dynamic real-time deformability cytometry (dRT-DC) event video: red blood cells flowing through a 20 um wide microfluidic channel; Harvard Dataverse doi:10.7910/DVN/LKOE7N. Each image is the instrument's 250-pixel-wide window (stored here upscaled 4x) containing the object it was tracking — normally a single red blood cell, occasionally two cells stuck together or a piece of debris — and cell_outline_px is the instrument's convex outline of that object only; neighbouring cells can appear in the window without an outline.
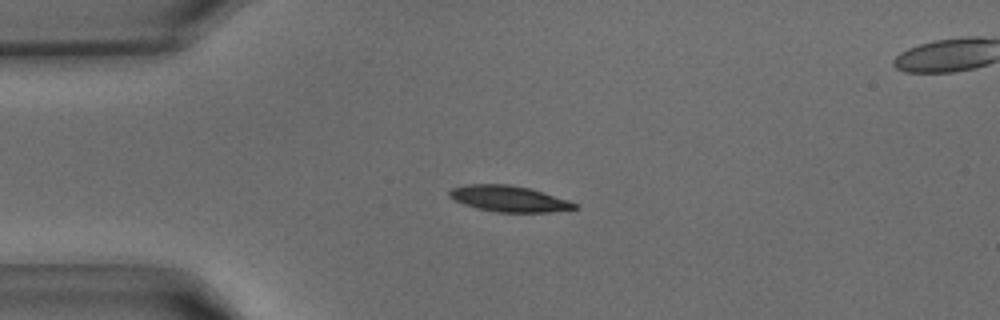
{"species": "common noctule bat (a hibernating species)", "species_latin": "Nyctalus noctula", "temperature_condition": "warm", "stored_images_in_passage": 41, "segment_of_instrument_passage": [1, 2], "camera_frame_rate_fps": 3000, "um_per_image_px": 0.085, "animal": {"sex": "male", "body_mass_g": 15.6}, "frame": {"image": 1, "passage_image": 9, "time_ms": 2.667, "image_size_px": [1000, 320], "cell_outline_px": [[580, 208], [548, 212], [496, 212], [476, 208], [464, 204], [448, 196], [448, 192], [452, 188], [468, 184], [508, 184], [528, 188], [568, 200], [580, 204]], "centroid_in_image_um": [43.27, 16.9], "position_along_channel_um": 41.7, "area_um2": 18.9}}
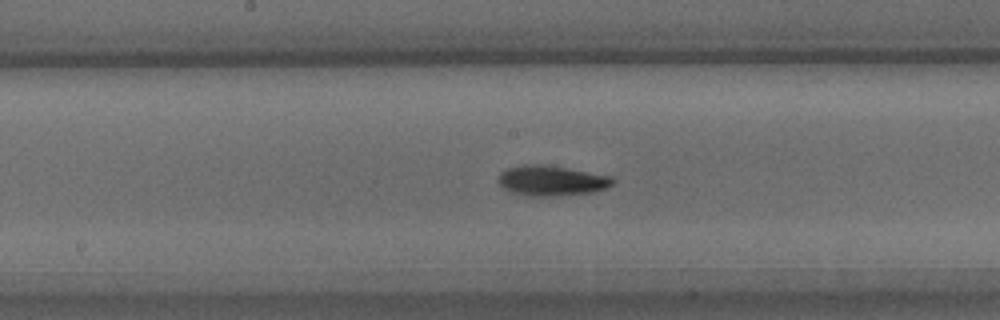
{"frame": {"image": 2, "passage_image": 20, "time_ms": 6.333, "image_size_px": [1000, 320], "cell_outline_px": [[616, 180], [612, 184], [604, 188], [592, 192], [556, 196], [532, 196], [512, 192], [504, 188], [500, 184], [500, 172], [508, 168], [520, 164], [540, 164], [568, 168], [612, 176]], "centroid_in_image_um": [46.89, 15.34], "position_along_channel_um": 201.3, "area_um2": 20.0}}
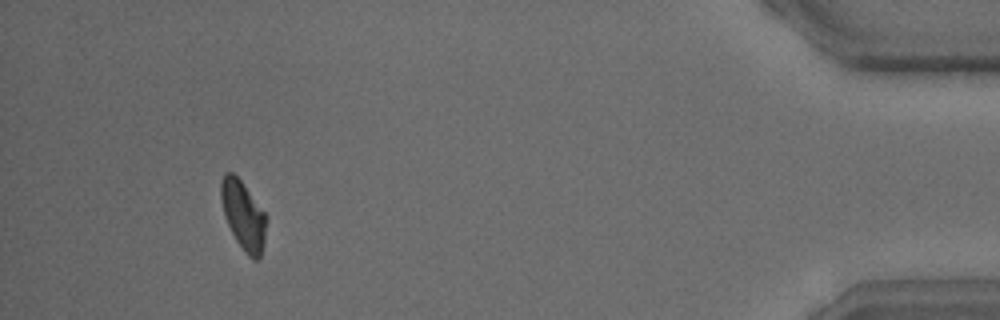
{"frame": {"image": 3, "passage_image": 37, "time_ms": 12.0, "image_size_px": [1000, 320], "cell_outline_px": [[268, 220], [264, 240], [260, 256], [256, 260], [252, 260], [244, 252], [236, 240], [224, 216], [220, 196], [220, 180], [224, 172], [232, 172], [240, 180], [268, 216]], "centroid_in_image_um": [20.68, 18.29], "position_along_channel_um": 414.5, "area_um2": 18.26}}